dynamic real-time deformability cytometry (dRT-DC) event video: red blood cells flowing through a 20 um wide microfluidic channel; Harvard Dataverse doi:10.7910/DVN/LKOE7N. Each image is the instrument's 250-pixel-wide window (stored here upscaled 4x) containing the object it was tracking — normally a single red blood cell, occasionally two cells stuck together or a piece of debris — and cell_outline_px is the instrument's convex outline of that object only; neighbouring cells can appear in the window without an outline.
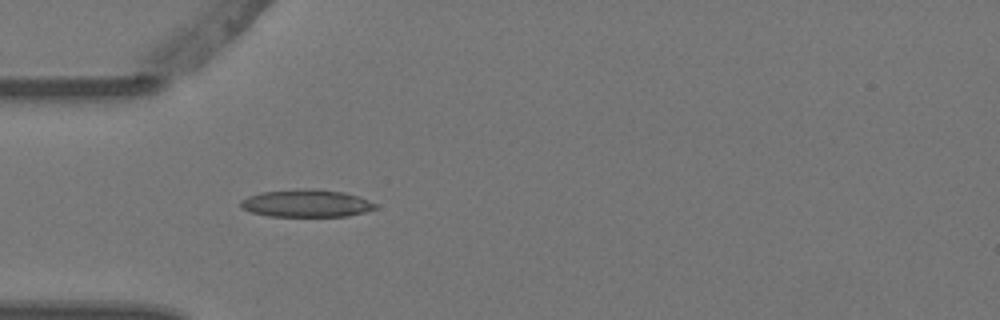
{"species": "Egyptian fruit bat (a non-hibernating species)", "species_latin": "Rousettus aegyptiacus", "temperature_condition": "warm", "stored_images_in_passage": 4, "camera_frame_rate_fps": 3000, "um_per_image_px": 0.085, "animal": {"sex": "female"}, "frame": {"image": 1, "passage_image": 4, "time_ms": 1.0, "image_size_px": [1000, 320], "cell_outline_px": [[376, 208], [364, 212], [348, 216], [268, 216], [252, 212], [240, 208], [240, 200], [248, 196], [260, 192], [300, 188], [316, 188], [344, 192], [368, 200], [376, 204]], "centroid_in_image_um": [26.0, 17.27], "position_along_channel_um": 59.0, "area_um2": 21.73}}